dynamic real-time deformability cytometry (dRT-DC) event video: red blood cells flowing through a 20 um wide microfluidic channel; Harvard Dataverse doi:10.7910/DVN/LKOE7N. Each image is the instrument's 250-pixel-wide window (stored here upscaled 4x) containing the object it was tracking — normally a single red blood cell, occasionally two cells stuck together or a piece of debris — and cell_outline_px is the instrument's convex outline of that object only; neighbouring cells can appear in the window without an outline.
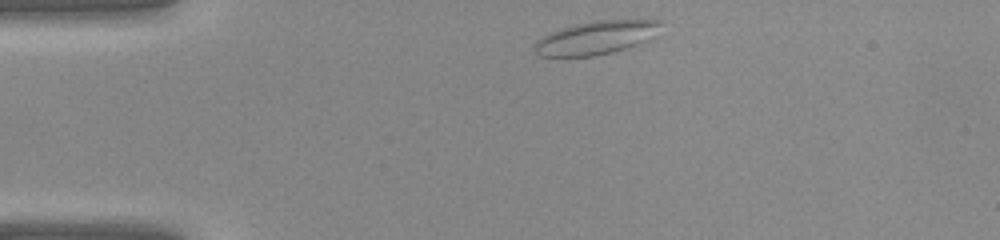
{"species": "common noctule bat (a hibernating species)", "species_latin": "Nyctalus noctula", "temperature_condition": "warm", "stored_images_in_passage": 32, "camera_frame_rate_fps": 3000, "um_per_image_px": 0.085, "animal": {"sex": "female", "body_mass_g": 22.0, "forearm_length_mm": 56.7}, "frame": {"image": 1, "passage_image": 1, "time_ms": 0.0, "image_size_px": [1000, 240], "cell_outline_px": [[660, 24], [644, 40], [636, 44], [612, 52], [596, 56], [540, 56], [536, 52], [536, 40], [552, 32], [576, 24], [592, 20], [660, 20]], "centroid_in_image_um": [50.58, 3.2], "position_along_channel_um": 34.4, "area_um2": 23.52}}
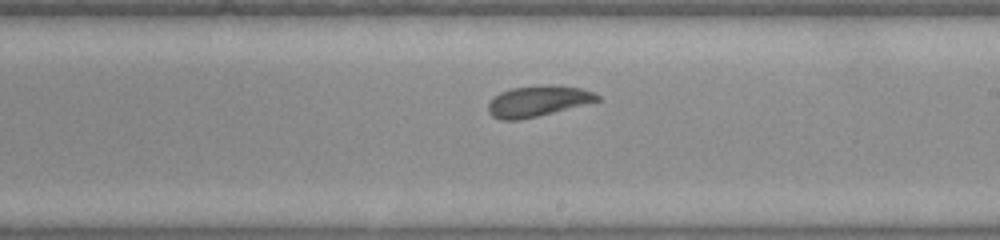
{"frame": {"image": 2, "passage_image": 16, "time_ms": 5.0, "image_size_px": [1000, 240], "cell_outline_px": [[600, 100], [520, 120], [500, 120], [492, 116], [488, 112], [488, 104], [500, 92], [512, 88], [580, 88], [592, 92], [600, 96]], "centroid_in_image_um": [45.64, 8.66], "position_along_channel_um": 243.4, "area_um2": 18.26}}
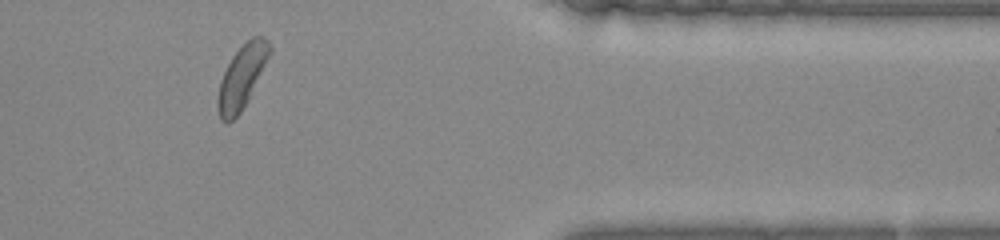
{"frame": {"image": 3, "passage_image": 26, "time_ms": 8.333, "image_size_px": [1000, 240], "cell_outline_px": [[272, 52], [248, 100], [240, 112], [228, 124], [224, 124], [220, 120], [216, 104], [216, 100], [220, 80], [232, 56], [252, 36], [260, 36], [268, 40], [272, 44]], "centroid_in_image_um": [20.55, 6.56], "position_along_channel_um": 390.8, "area_um2": 19.25}}